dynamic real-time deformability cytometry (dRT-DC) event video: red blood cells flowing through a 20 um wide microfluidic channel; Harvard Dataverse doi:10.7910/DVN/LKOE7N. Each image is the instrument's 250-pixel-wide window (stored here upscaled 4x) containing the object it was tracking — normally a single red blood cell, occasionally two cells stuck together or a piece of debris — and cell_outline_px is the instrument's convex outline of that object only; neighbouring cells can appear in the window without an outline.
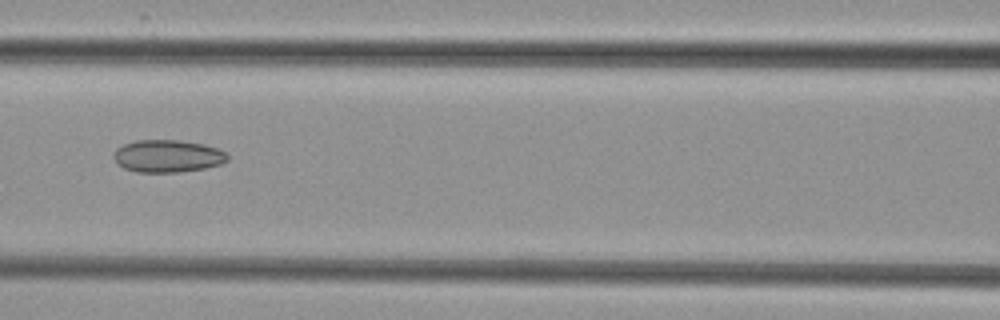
{"species": "common noctule bat (a hibernating species)", "species_latin": "Nyctalus noctula", "temperature_condition": "cold", "stored_images_in_passage": 7, "camera_frame_rate_fps": 3000, "um_per_image_px": 0.085, "animal": {"sex": "female", "body_mass_g": 29.2, "forearm_length_mm": 56.3}, "frame": {"image": 1, "passage_image": 6, "time_ms": 5.667, "image_size_px": [1000, 320], "cell_outline_px": [[228, 160], [220, 164], [204, 168], [180, 172], [136, 172], [124, 168], [116, 164], [112, 156], [112, 152], [116, 148], [124, 144], [136, 140], [180, 140], [204, 144], [216, 148], [224, 152], [228, 156]], "centroid_in_image_um": [14.19, 13.26], "position_along_channel_um": 152.4, "area_um2": 21.68}}
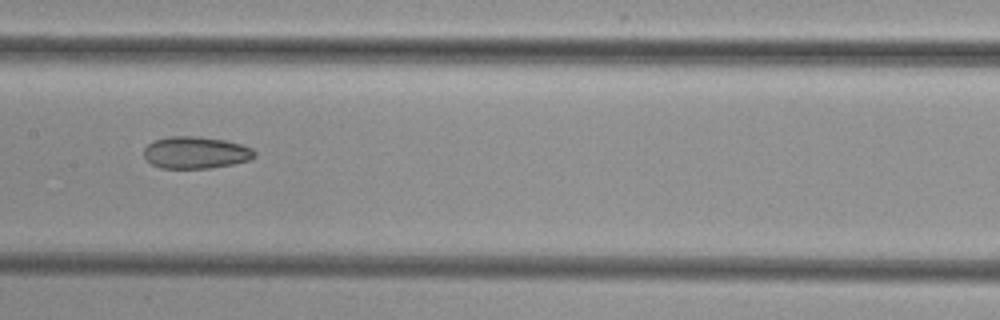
{"frame": {"image": 2, "passage_image": 7, "time_ms": 6.667, "image_size_px": [1000, 320], "cell_outline_px": [[256, 156], [248, 160], [232, 164], [208, 168], [160, 168], [152, 164], [144, 156], [144, 148], [148, 144], [156, 140], [168, 136], [200, 136], [224, 140], [240, 144], [252, 148], [256, 152]], "centroid_in_image_um": [16.63, 12.96], "position_along_channel_um": 190.8, "area_um2": 20.58}}